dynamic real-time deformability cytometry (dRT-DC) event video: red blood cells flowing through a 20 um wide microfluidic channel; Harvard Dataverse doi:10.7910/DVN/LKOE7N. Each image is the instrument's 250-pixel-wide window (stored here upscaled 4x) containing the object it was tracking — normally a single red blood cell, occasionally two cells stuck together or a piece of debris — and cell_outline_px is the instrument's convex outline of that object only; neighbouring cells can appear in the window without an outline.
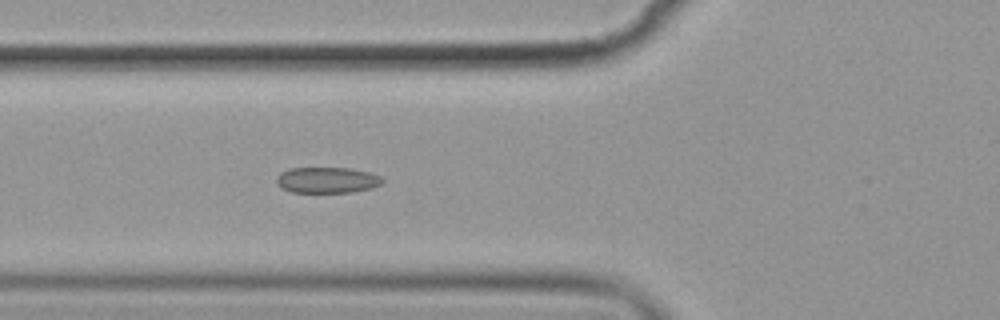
{"species": "common noctule bat (a hibernating species)", "species_latin": "Nyctalus noctula", "temperature_condition": "cold", "stored_images_in_passage": 5, "camera_frame_rate_fps": 3000, "um_per_image_px": 0.085, "animal": {"sex": "female", "body_mass_g": 19.9}, "frame": {"image": 1, "passage_image": 5, "time_ms": 4.667, "image_size_px": [1000, 320], "cell_outline_px": [[384, 180], [380, 184], [372, 188], [352, 192], [292, 192], [276, 184], [276, 176], [280, 172], [288, 168], [352, 168], [368, 172], [380, 176]], "centroid_in_image_um": [27.78, 15.3], "position_along_channel_um": 98.0, "area_um2": 16.01}}